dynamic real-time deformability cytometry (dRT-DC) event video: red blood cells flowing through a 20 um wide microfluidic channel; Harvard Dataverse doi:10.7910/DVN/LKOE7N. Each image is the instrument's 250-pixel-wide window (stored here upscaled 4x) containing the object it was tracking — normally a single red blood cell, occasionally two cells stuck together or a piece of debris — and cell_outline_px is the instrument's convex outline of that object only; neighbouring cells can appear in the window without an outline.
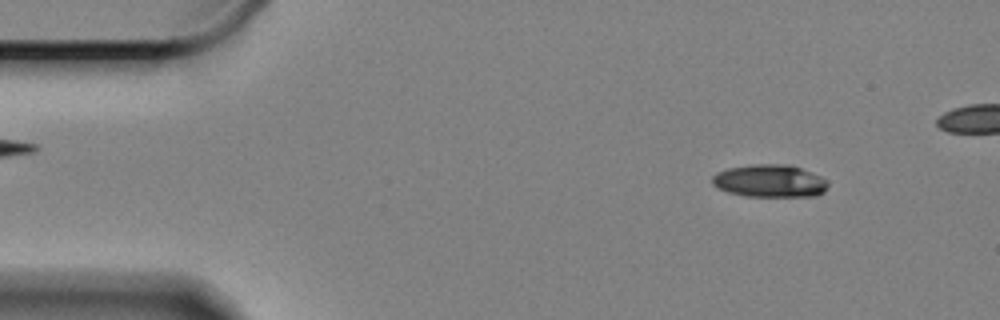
{"species": "Egyptian fruit bat (a non-hibernating species)", "species_latin": "Rousettus aegyptiacus", "temperature_condition": "cold", "stored_images_in_passage": 13, "camera_frame_rate_fps": 3000, "um_per_image_px": 0.085, "animal": {"sex": "female"}, "frame": {"image": 1, "passage_image": 3, "time_ms": 0.667, "image_size_px": [1000, 320], "cell_outline_px": [[828, 184], [824, 192], [816, 196], [748, 196], [728, 192], [712, 184], [712, 176], [716, 172], [728, 168], [752, 164], [792, 164], [812, 172], [828, 180]], "centroid_in_image_um": [65.45, 15.36], "position_along_channel_um": 19.5, "area_um2": 22.14}}